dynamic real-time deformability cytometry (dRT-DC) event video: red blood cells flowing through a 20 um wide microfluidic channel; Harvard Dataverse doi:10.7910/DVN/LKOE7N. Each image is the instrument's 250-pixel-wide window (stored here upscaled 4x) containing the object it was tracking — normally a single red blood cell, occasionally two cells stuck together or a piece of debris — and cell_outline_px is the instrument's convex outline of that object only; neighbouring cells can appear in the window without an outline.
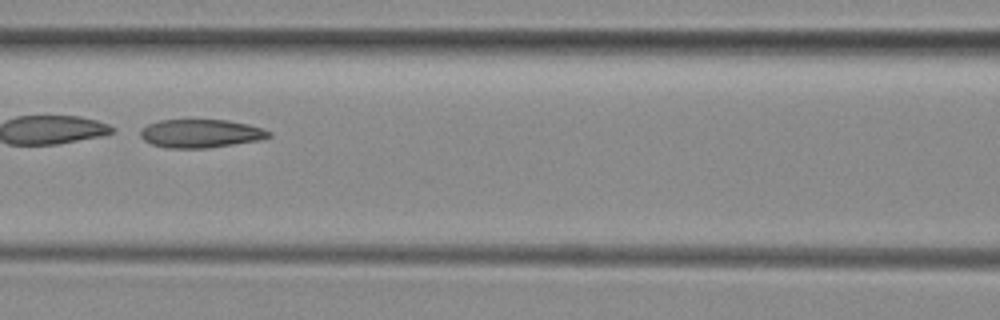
{"species": "common noctule bat (a hibernating species)", "species_latin": "Nyctalus noctula", "temperature_condition": "room temperature", "stored_images_in_passage": 50, "camera_frame_rate_fps": 3000, "um_per_image_px": 0.085, "animal": {"sex": "female", "body_mass_g": 29.2, "forearm_length_mm": 56.3}, "frame": {"image": 1, "passage_image": 22, "time_ms": 7.0, "image_size_px": [1000, 320], "cell_outline_px": [[272, 136], [264, 140], [208, 148], [164, 148], [152, 144], [144, 140], [140, 136], [140, 128], [148, 124], [160, 120], [228, 120], [248, 124], [264, 128], [272, 132]], "centroid_in_image_um": [17.11, 11.35], "position_along_channel_um": 149.5, "area_um2": 21.62}}